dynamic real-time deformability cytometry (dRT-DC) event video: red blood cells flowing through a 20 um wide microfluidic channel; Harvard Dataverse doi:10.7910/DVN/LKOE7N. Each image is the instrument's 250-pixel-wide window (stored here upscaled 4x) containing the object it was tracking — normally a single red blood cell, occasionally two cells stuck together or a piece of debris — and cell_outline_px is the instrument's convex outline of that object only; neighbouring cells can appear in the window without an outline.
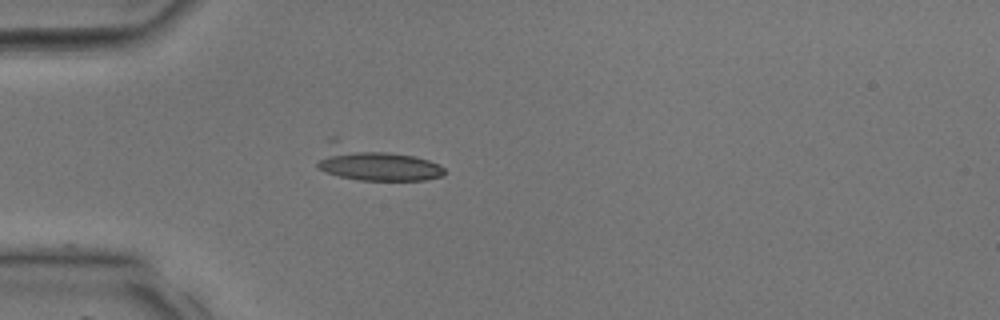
{"species": "common noctule bat (a hibernating species)", "species_latin": "Nyctalus noctula", "temperature_condition": "room temperature", "stored_images_in_passage": 4, "camera_frame_rate_fps": 3000, "um_per_image_px": 0.085, "animal": {"sex": "male", "body_mass_g": 17.9, "forearm_length_mm": 54.2}, "frame": {"image": 1, "passage_image": 1, "time_ms": 0.0, "image_size_px": [1000, 320], "cell_outline_px": [[444, 172], [440, 176], [424, 180], [360, 180], [340, 176], [316, 168], [316, 164], [328, 136], [336, 136], [428, 160], [440, 164], [444, 168]], "centroid_in_image_um": [31.72, 13.8], "position_along_channel_um": 53.3, "area_um2": 26.3}}
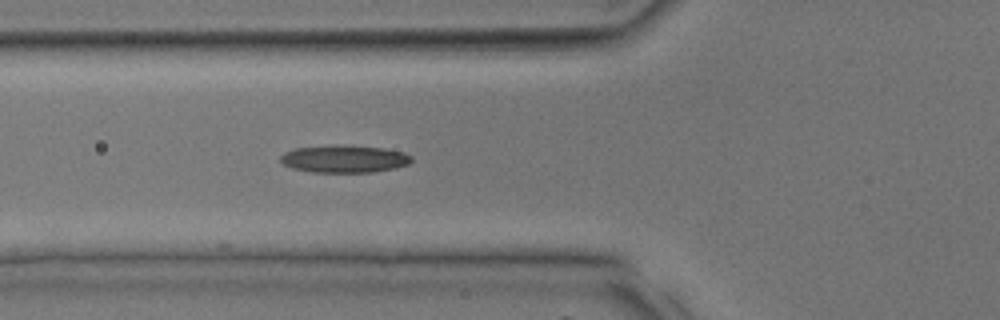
{"frame": {"image": 2, "passage_image": 4, "time_ms": 1.0, "image_size_px": [1000, 320], "cell_outline_px": [[412, 160], [408, 164], [396, 168], [372, 172], [312, 172], [292, 168], [284, 164], [280, 160], [280, 156], [284, 152], [296, 148], [336, 144], [384, 148], [404, 152], [412, 156]], "centroid_in_image_um": [29.27, 13.5], "position_along_channel_um": 96.5, "area_um2": 21.1}}